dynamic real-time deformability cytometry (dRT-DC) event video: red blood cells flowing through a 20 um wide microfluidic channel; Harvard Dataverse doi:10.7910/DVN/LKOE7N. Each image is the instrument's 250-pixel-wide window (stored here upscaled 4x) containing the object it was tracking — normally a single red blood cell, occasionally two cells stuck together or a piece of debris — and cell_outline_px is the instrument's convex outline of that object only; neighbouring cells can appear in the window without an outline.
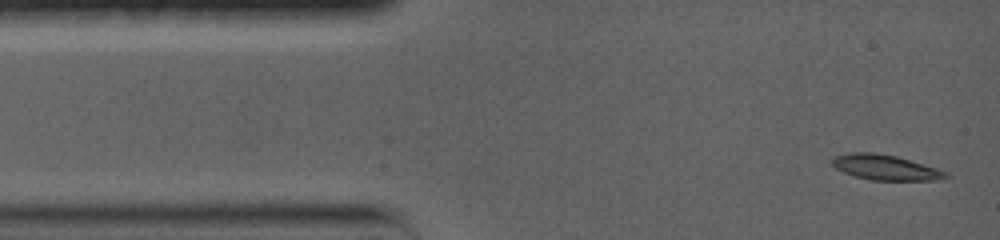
{"species": "common noctule bat (a hibernating species)", "species_latin": "Nyctalus noctula", "temperature_condition": "warm", "stored_images_in_passage": 36, "camera_frame_rate_fps": 5000, "um_per_image_px": 0.085, "animal": {"sex": "female", "body_mass_g": 19.0, "forearm_length_mm": 56.7}, "frame": {"image": 1, "passage_image": 1, "time_ms": 0.0, "image_size_px": [1000, 240], "cell_outline_px": [[948, 176], [936, 180], [872, 180], [852, 176], [836, 168], [832, 164], [832, 156], [848, 152], [872, 152], [896, 156], [936, 168], [948, 172]], "centroid_in_image_um": [75.19, 14.22], "position_along_channel_um": 9.8, "area_um2": 16.65}}
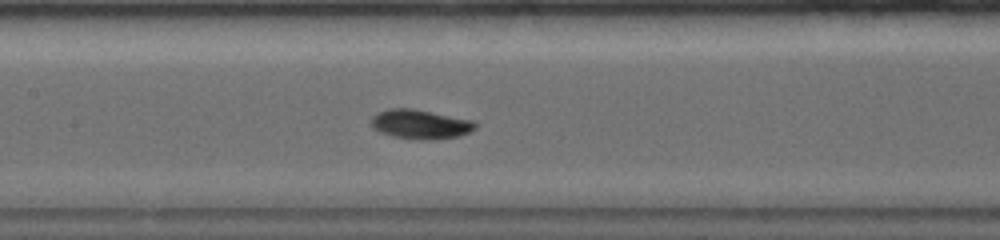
{"frame": {"image": 2, "passage_image": 14, "time_ms": 6.2, "image_size_px": [1000, 240], "cell_outline_px": [[476, 128], [460, 136], [432, 140], [416, 140], [392, 136], [380, 132], [372, 128], [372, 116], [388, 108], [412, 108], [476, 120]], "centroid_in_image_um": [35.76, 10.56], "position_along_channel_um": 171.6, "area_um2": 18.03}}
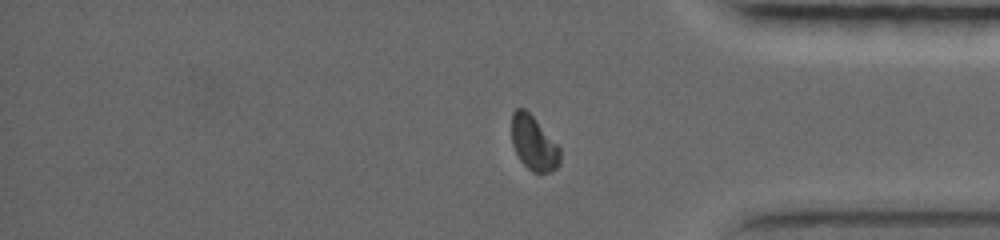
{"frame": {"image": 3, "passage_image": 30, "time_ms": 12.4, "image_size_px": [1000, 240], "cell_outline_px": [[560, 164], [552, 172], [532, 172], [520, 160], [512, 144], [512, 112], [516, 108], [524, 108], [536, 120], [560, 148]], "centroid_in_image_um": [45.36, 12.18], "position_along_channel_um": 389.8, "area_um2": 15.2}, "authors_computed_cell_mechanics": {"area_um2": 16.762, "velocity_mm_per_s": 3.6802, "shape_relaxation_time_tau1_ms": 3.2296, "shape_relaxation_time_tau2_ms": 3.6204, "deformation_change_tau1": 0.1378, "deformation_change_tau2": 0.0467}}